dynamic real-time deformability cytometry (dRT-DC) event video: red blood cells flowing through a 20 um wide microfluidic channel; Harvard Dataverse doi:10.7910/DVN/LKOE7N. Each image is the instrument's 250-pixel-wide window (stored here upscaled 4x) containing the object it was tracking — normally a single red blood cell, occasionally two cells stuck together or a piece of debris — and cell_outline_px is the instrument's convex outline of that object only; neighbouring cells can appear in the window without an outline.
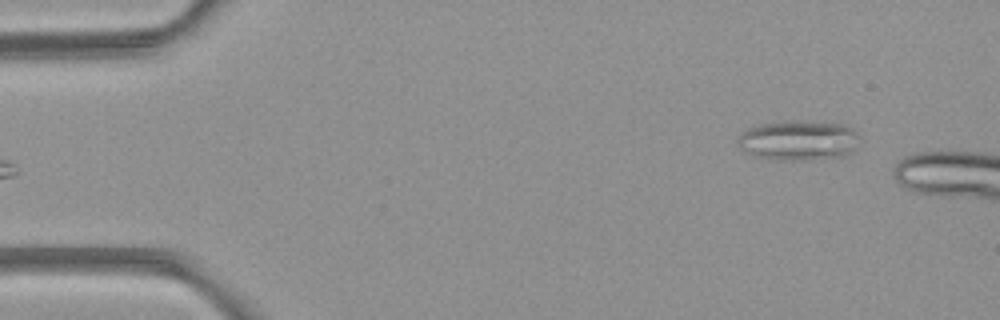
{"species": "common noctule bat (a hibernating species)", "species_latin": "Nyctalus noctula", "temperature_condition": "room temperature", "stored_images_in_passage": 2, "camera_frame_rate_fps": 3000, "um_per_image_px": 0.085, "animal": {"sex": "female", "body_mass_g": 21.9}, "frame": {"image": 1, "passage_image": 2, "time_ms": 1.333, "image_size_px": [1000, 320], "cell_outline_px": [[860, 136], [856, 148], [852, 152], [844, 156], [808, 160], [772, 160], [756, 156], [744, 152], [740, 148], [736, 140], [748, 128], [760, 124], [844, 124], [852, 128]], "centroid_in_image_um": [67.89, 12.01], "position_along_channel_um": 17.1, "area_um2": 27.46}}